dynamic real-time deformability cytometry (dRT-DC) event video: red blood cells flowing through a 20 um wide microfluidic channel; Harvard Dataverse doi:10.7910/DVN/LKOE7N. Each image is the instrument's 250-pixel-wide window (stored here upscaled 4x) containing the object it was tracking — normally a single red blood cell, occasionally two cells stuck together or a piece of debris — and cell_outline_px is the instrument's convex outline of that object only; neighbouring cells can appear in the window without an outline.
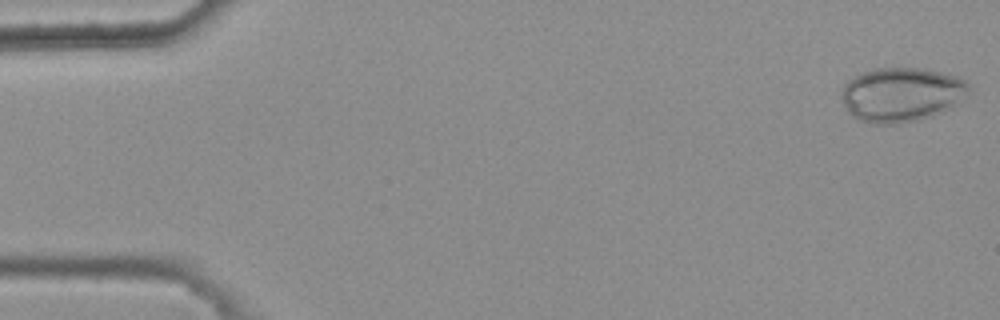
{"species": "common noctule bat (a hibernating species)", "species_latin": "Nyctalus noctula", "temperature_condition": "warm", "stored_images_in_passage": 48, "camera_frame_rate_fps": 3000, "um_per_image_px": 0.085, "animal": {"sex": "female", "body_mass_g": 25.1}, "frame": {"image": 1, "passage_image": 1, "time_ms": 0.0, "image_size_px": [1000, 320], "cell_outline_px": [[968, 92], [960, 104], [932, 116], [916, 120], [896, 124], [872, 124], [856, 120], [848, 112], [840, 96], [844, 84], [848, 80], [872, 68], [924, 68], [960, 76], [968, 84]], "centroid_in_image_um": [76.63, 8.04], "position_along_channel_um": 8.4, "area_um2": 40.81}}
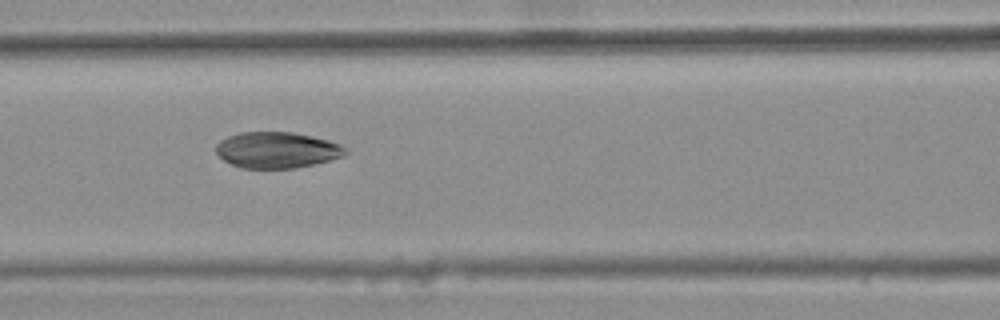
{"frame": {"image": 2, "passage_image": 23, "time_ms": 7.333, "image_size_px": [1000, 320], "cell_outline_px": [[348, 152], [344, 156], [332, 160], [292, 168], [240, 168], [224, 160], [216, 152], [216, 144], [220, 140], [228, 136], [240, 132], [292, 132], [312, 136], [328, 140], [340, 144], [348, 148]], "centroid_in_image_um": [23.56, 12.74], "position_along_channel_um": 143.0, "area_um2": 27.28}}
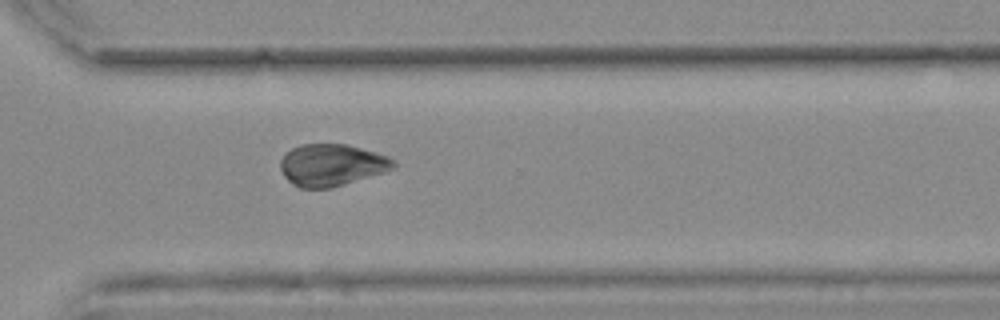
{"frame": {"image": 3, "passage_image": 39, "time_ms": 12.667, "image_size_px": [1000, 320], "cell_outline_px": [[396, 168], [384, 172], [332, 188], [300, 188], [292, 184], [284, 176], [280, 168], [280, 160], [292, 148], [300, 144], [348, 144], [388, 156], [396, 164]], "centroid_in_image_um": [28.19, 14.03], "position_along_channel_um": 342.4, "area_um2": 27.63}, "authors_computed_cell_mechanics": {"area_um2": 28.6399, "velocity_mm_per_s": 3.734, "shape_relaxation_time_tau1_ms": 6.9954, "shape_relaxation_time_tau2_ms": 1.4459, "deformation_change_tau1": 0.165, "deformation_change_tau2": 0.0455}}